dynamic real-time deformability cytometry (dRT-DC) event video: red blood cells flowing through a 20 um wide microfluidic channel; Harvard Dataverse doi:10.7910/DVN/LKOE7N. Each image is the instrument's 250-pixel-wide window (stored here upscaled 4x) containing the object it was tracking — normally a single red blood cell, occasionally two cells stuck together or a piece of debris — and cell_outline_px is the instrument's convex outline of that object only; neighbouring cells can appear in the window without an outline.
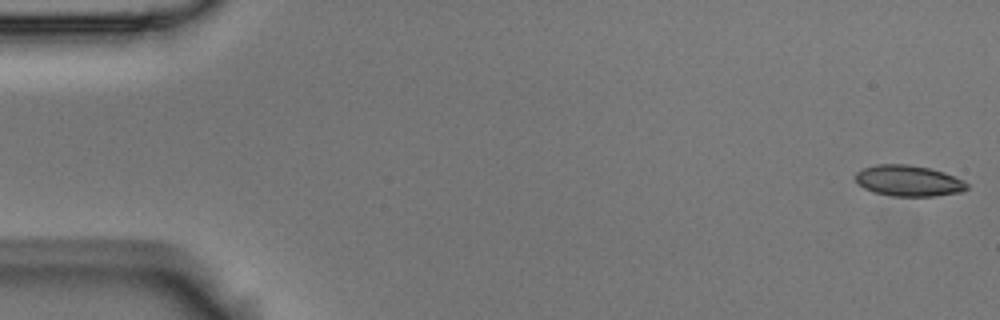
{"species": "Egyptian fruit bat (a non-hibernating species)", "species_latin": "Rousettus aegyptiacus", "temperature_condition": "room temperature", "stored_images_in_passage": 5, "camera_frame_rate_fps": 3000, "um_per_image_px": 0.085, "animal": {"sex": "male"}, "frame": {"image": 1, "passage_image": 1, "time_ms": 0.0, "image_size_px": [1000, 320], "cell_outline_px": [[968, 188], [964, 192], [936, 196], [892, 196], [872, 192], [864, 188], [856, 180], [856, 172], [864, 168], [876, 164], [908, 164], [928, 168], [944, 172], [964, 180], [968, 184]], "centroid_in_image_um": [77.26, 15.37], "position_along_channel_um": 7.7, "area_um2": 20.23}}
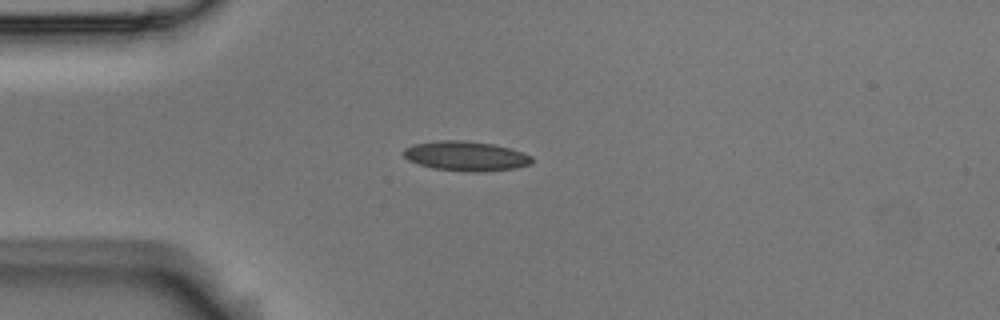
{"frame": {"image": 2, "passage_image": 5, "time_ms": 1.333, "image_size_px": [1000, 320], "cell_outline_px": [[532, 164], [516, 168], [480, 172], [468, 172], [432, 168], [408, 160], [400, 152], [404, 148], [412, 144], [440, 140], [464, 140], [492, 144], [512, 148], [532, 156]], "centroid_in_image_um": [39.59, 13.26], "position_along_channel_um": 45.4, "area_um2": 22.43}}